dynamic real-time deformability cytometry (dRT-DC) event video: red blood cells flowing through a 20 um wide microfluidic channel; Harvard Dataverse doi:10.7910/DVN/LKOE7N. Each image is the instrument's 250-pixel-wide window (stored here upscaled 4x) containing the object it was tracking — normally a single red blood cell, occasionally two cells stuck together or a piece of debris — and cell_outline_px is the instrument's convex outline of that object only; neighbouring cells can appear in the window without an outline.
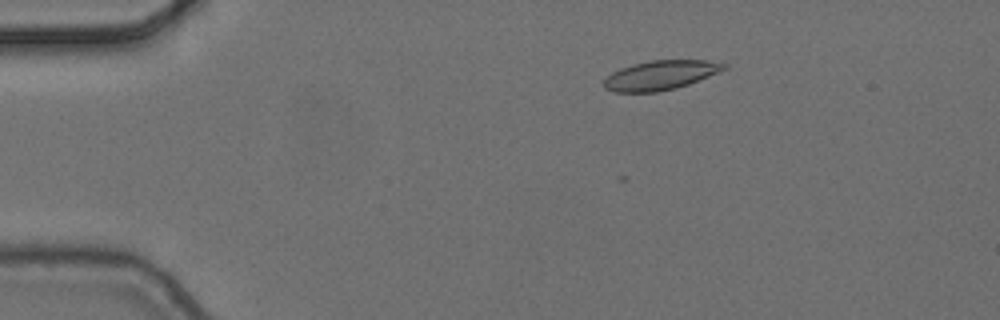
{"species": "common noctule bat (a hibernating species)", "species_latin": "Nyctalus noctula", "temperature_condition": "cold", "stored_images_in_passage": 4, "camera_frame_rate_fps": 3000, "um_per_image_px": 0.085, "animal": {"sex": "female", "body_mass_g": 24.6, "forearm_length_mm": 56.2}, "frame": {"image": 1, "passage_image": 3, "time_ms": 0.667, "image_size_px": [1000, 320], "cell_outline_px": [[728, 68], [688, 84], [676, 88], [656, 92], [616, 92], [604, 88], [604, 80], [612, 72], [620, 68], [632, 64], [652, 60], [704, 60], [728, 64]], "centroid_in_image_um": [56.13, 6.39], "position_along_channel_um": 28.9, "area_um2": 20.4}}